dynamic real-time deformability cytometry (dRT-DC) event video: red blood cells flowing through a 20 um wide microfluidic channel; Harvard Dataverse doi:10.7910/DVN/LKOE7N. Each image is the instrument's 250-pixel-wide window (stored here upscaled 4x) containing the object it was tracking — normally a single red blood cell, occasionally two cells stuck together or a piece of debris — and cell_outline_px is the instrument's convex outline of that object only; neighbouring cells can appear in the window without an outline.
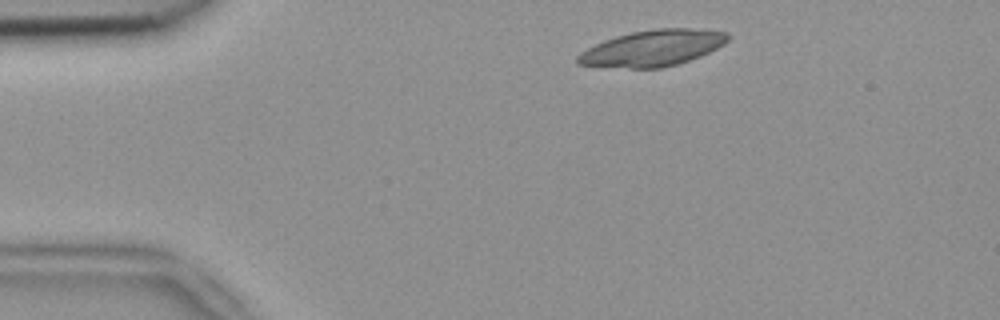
{"species": "common noctule bat (a hibernating species)", "species_latin": "Nyctalus noctula", "temperature_condition": "room temperature", "stored_images_in_passage": 5, "camera_frame_rate_fps": 3000, "um_per_image_px": 0.085, "animal": {"sex": "female", "body_mass_g": 18.4}, "frame": {"image": 1, "passage_image": 1, "time_ms": 0.0, "image_size_px": [1000, 320], "cell_outline_px": [[732, 36], [724, 44], [700, 56], [676, 64], [660, 68], [628, 68], [576, 64], [576, 56], [580, 52], [604, 40], [616, 36], [632, 32], [656, 28], [688, 28], [728, 32]], "centroid_in_image_um": [55.48, 4.08], "position_along_channel_um": 29.5, "area_um2": 31.44}}